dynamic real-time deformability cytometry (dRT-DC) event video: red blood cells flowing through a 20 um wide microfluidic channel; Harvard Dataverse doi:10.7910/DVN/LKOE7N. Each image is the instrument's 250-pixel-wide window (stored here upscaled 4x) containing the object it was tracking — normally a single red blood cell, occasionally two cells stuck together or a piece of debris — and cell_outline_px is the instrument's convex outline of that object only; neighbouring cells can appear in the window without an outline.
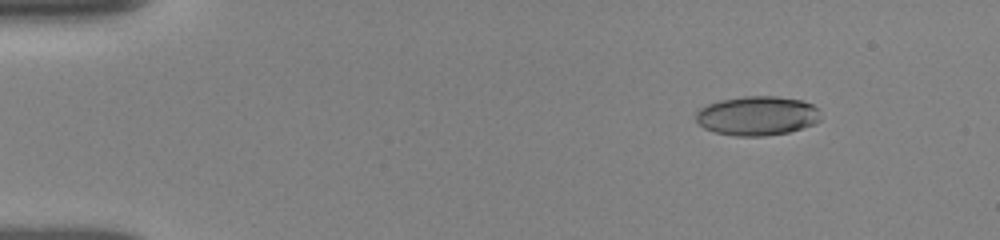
{"species": "human", "species_latin": "Homo sapiens", "temperature_condition": "room temperature", "stored_images_in_passage": 31, "camera_frame_rate_fps": 3000, "um_per_image_px": 0.085, "donor": {"sex": "female"}, "frame": {"image": 1, "passage_image": 6, "time_ms": 1.667, "image_size_px": [1000, 240], "cell_outline_px": [[820, 120], [812, 124], [788, 132], [764, 136], [736, 136], [716, 132], [704, 128], [696, 120], [696, 112], [700, 108], [708, 104], [720, 100], [744, 96], [776, 96], [800, 100], [812, 104], [816, 108]], "centroid_in_image_um": [64.32, 9.84], "position_along_channel_um": 20.7, "area_um2": 28.26}}
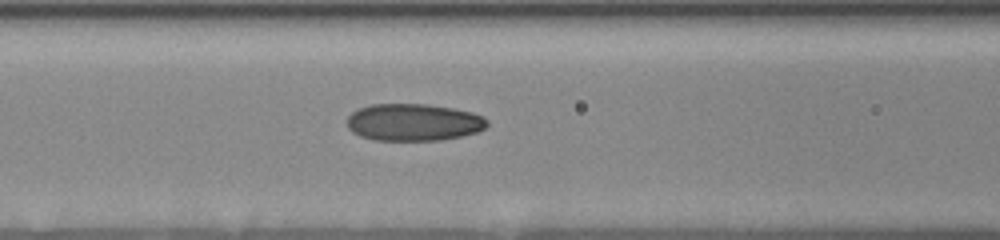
{"frame": {"image": 2, "passage_image": 20, "time_ms": 7.0, "image_size_px": [1000, 240], "cell_outline_px": [[488, 124], [484, 128], [476, 132], [460, 136], [440, 140], [376, 140], [360, 136], [352, 132], [348, 128], [348, 116], [356, 108], [372, 104], [428, 104], [452, 108], [472, 112], [484, 116], [488, 120]], "centroid_in_image_um": [35.14, 10.38], "position_along_channel_um": 131.5, "area_um2": 30.4}}
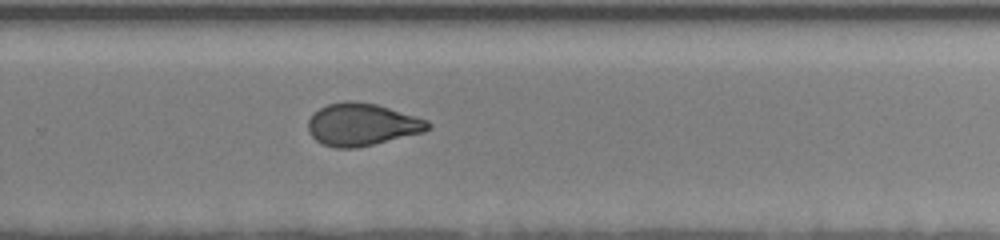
{"frame": {"image": 3, "passage_image": 31, "time_ms": 11.333, "image_size_px": [1000, 240], "cell_outline_px": [[432, 124], [424, 132], [356, 148], [336, 148], [324, 144], [316, 140], [308, 132], [308, 120], [320, 108], [328, 104], [344, 100], [356, 100], [376, 104], [416, 116], [428, 120]], "centroid_in_image_um": [30.77, 10.57], "position_along_channel_um": 299.0, "area_um2": 29.54}}